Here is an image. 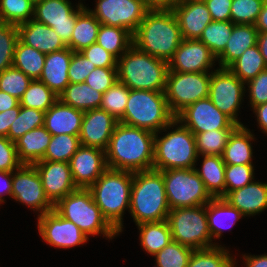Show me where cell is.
<instances>
[{"mask_svg":"<svg viewBox=\"0 0 267 267\" xmlns=\"http://www.w3.org/2000/svg\"><path fill=\"white\" fill-rule=\"evenodd\" d=\"M96 67L92 65L81 52L73 51L70 66L68 69V76L70 83H84L87 76Z\"/></svg>","mask_w":267,"mask_h":267,"instance_id":"cell-52","label":"cell"},{"mask_svg":"<svg viewBox=\"0 0 267 267\" xmlns=\"http://www.w3.org/2000/svg\"><path fill=\"white\" fill-rule=\"evenodd\" d=\"M245 83L228 68H219L211 72L209 98L212 103L236 125L243 126L238 112L246 93Z\"/></svg>","mask_w":267,"mask_h":267,"instance_id":"cell-12","label":"cell"},{"mask_svg":"<svg viewBox=\"0 0 267 267\" xmlns=\"http://www.w3.org/2000/svg\"><path fill=\"white\" fill-rule=\"evenodd\" d=\"M77 188L88 189L108 168L105 151L81 145L69 161Z\"/></svg>","mask_w":267,"mask_h":267,"instance_id":"cell-19","label":"cell"},{"mask_svg":"<svg viewBox=\"0 0 267 267\" xmlns=\"http://www.w3.org/2000/svg\"><path fill=\"white\" fill-rule=\"evenodd\" d=\"M0 182V203L2 204L5 203L6 195L12 198V171H0Z\"/></svg>","mask_w":267,"mask_h":267,"instance_id":"cell-58","label":"cell"},{"mask_svg":"<svg viewBox=\"0 0 267 267\" xmlns=\"http://www.w3.org/2000/svg\"><path fill=\"white\" fill-rule=\"evenodd\" d=\"M37 218L39 234L50 246L69 249L89 240L77 225L61 217L54 209Z\"/></svg>","mask_w":267,"mask_h":267,"instance_id":"cell-17","label":"cell"},{"mask_svg":"<svg viewBox=\"0 0 267 267\" xmlns=\"http://www.w3.org/2000/svg\"><path fill=\"white\" fill-rule=\"evenodd\" d=\"M73 51L68 47L46 54L44 67L38 80L59 96L70 83L68 69Z\"/></svg>","mask_w":267,"mask_h":267,"instance_id":"cell-25","label":"cell"},{"mask_svg":"<svg viewBox=\"0 0 267 267\" xmlns=\"http://www.w3.org/2000/svg\"><path fill=\"white\" fill-rule=\"evenodd\" d=\"M70 0H43L34 4V19L51 27L67 44L73 34L77 15L86 7L83 3L73 8Z\"/></svg>","mask_w":267,"mask_h":267,"instance_id":"cell-16","label":"cell"},{"mask_svg":"<svg viewBox=\"0 0 267 267\" xmlns=\"http://www.w3.org/2000/svg\"><path fill=\"white\" fill-rule=\"evenodd\" d=\"M18 40L17 25L0 22V72L12 67Z\"/></svg>","mask_w":267,"mask_h":267,"instance_id":"cell-47","label":"cell"},{"mask_svg":"<svg viewBox=\"0 0 267 267\" xmlns=\"http://www.w3.org/2000/svg\"><path fill=\"white\" fill-rule=\"evenodd\" d=\"M222 245L192 251L187 267H237L236 258Z\"/></svg>","mask_w":267,"mask_h":267,"instance_id":"cell-38","label":"cell"},{"mask_svg":"<svg viewBox=\"0 0 267 267\" xmlns=\"http://www.w3.org/2000/svg\"><path fill=\"white\" fill-rule=\"evenodd\" d=\"M253 164L225 166V197L234 190L240 189L254 181Z\"/></svg>","mask_w":267,"mask_h":267,"instance_id":"cell-50","label":"cell"},{"mask_svg":"<svg viewBox=\"0 0 267 267\" xmlns=\"http://www.w3.org/2000/svg\"><path fill=\"white\" fill-rule=\"evenodd\" d=\"M34 4L43 0H31Z\"/></svg>","mask_w":267,"mask_h":267,"instance_id":"cell-65","label":"cell"},{"mask_svg":"<svg viewBox=\"0 0 267 267\" xmlns=\"http://www.w3.org/2000/svg\"><path fill=\"white\" fill-rule=\"evenodd\" d=\"M171 128L173 130L168 132ZM166 131L168 133L162 137L158 136V132L155 133L153 169L163 171L195 168L200 157L196 150L195 135L177 119L161 132Z\"/></svg>","mask_w":267,"mask_h":267,"instance_id":"cell-6","label":"cell"},{"mask_svg":"<svg viewBox=\"0 0 267 267\" xmlns=\"http://www.w3.org/2000/svg\"><path fill=\"white\" fill-rule=\"evenodd\" d=\"M17 27L19 40L42 53L48 54L67 48L65 42L51 27L34 18Z\"/></svg>","mask_w":267,"mask_h":267,"instance_id":"cell-23","label":"cell"},{"mask_svg":"<svg viewBox=\"0 0 267 267\" xmlns=\"http://www.w3.org/2000/svg\"><path fill=\"white\" fill-rule=\"evenodd\" d=\"M54 210L63 218L73 222L87 236L113 239L118 231L103 216L88 189L78 188L54 205Z\"/></svg>","mask_w":267,"mask_h":267,"instance_id":"cell-8","label":"cell"},{"mask_svg":"<svg viewBox=\"0 0 267 267\" xmlns=\"http://www.w3.org/2000/svg\"><path fill=\"white\" fill-rule=\"evenodd\" d=\"M202 169L194 168L213 198H225V166L222 156L200 155Z\"/></svg>","mask_w":267,"mask_h":267,"instance_id":"cell-31","label":"cell"},{"mask_svg":"<svg viewBox=\"0 0 267 267\" xmlns=\"http://www.w3.org/2000/svg\"><path fill=\"white\" fill-rule=\"evenodd\" d=\"M34 17L31 0H0V22L19 25Z\"/></svg>","mask_w":267,"mask_h":267,"instance_id":"cell-43","label":"cell"},{"mask_svg":"<svg viewBox=\"0 0 267 267\" xmlns=\"http://www.w3.org/2000/svg\"><path fill=\"white\" fill-rule=\"evenodd\" d=\"M175 119L194 135L212 130L235 129L238 126L222 113L209 97L188 105L175 116Z\"/></svg>","mask_w":267,"mask_h":267,"instance_id":"cell-15","label":"cell"},{"mask_svg":"<svg viewBox=\"0 0 267 267\" xmlns=\"http://www.w3.org/2000/svg\"><path fill=\"white\" fill-rule=\"evenodd\" d=\"M234 129H219L195 134L196 150L199 155L222 156L229 135Z\"/></svg>","mask_w":267,"mask_h":267,"instance_id":"cell-44","label":"cell"},{"mask_svg":"<svg viewBox=\"0 0 267 267\" xmlns=\"http://www.w3.org/2000/svg\"><path fill=\"white\" fill-rule=\"evenodd\" d=\"M103 93L84 83H69L59 95V100L75 109L82 111L100 107Z\"/></svg>","mask_w":267,"mask_h":267,"instance_id":"cell-33","label":"cell"},{"mask_svg":"<svg viewBox=\"0 0 267 267\" xmlns=\"http://www.w3.org/2000/svg\"><path fill=\"white\" fill-rule=\"evenodd\" d=\"M32 79L13 66L0 72V90L20 100Z\"/></svg>","mask_w":267,"mask_h":267,"instance_id":"cell-48","label":"cell"},{"mask_svg":"<svg viewBox=\"0 0 267 267\" xmlns=\"http://www.w3.org/2000/svg\"><path fill=\"white\" fill-rule=\"evenodd\" d=\"M254 26L259 33L267 32V0L264 1Z\"/></svg>","mask_w":267,"mask_h":267,"instance_id":"cell-63","label":"cell"},{"mask_svg":"<svg viewBox=\"0 0 267 267\" xmlns=\"http://www.w3.org/2000/svg\"><path fill=\"white\" fill-rule=\"evenodd\" d=\"M160 172L164 178L170 210L205 205L213 199L194 168H177Z\"/></svg>","mask_w":267,"mask_h":267,"instance_id":"cell-10","label":"cell"},{"mask_svg":"<svg viewBox=\"0 0 267 267\" xmlns=\"http://www.w3.org/2000/svg\"><path fill=\"white\" fill-rule=\"evenodd\" d=\"M21 165L15 142L8 137H0V171H14Z\"/></svg>","mask_w":267,"mask_h":267,"instance_id":"cell-53","label":"cell"},{"mask_svg":"<svg viewBox=\"0 0 267 267\" xmlns=\"http://www.w3.org/2000/svg\"><path fill=\"white\" fill-rule=\"evenodd\" d=\"M84 111L59 99L45 112L44 126L52 135H80Z\"/></svg>","mask_w":267,"mask_h":267,"instance_id":"cell-24","label":"cell"},{"mask_svg":"<svg viewBox=\"0 0 267 267\" xmlns=\"http://www.w3.org/2000/svg\"><path fill=\"white\" fill-rule=\"evenodd\" d=\"M206 215L211 239H219L223 229L232 228L242 217L237 208L233 207L225 198H213L206 203Z\"/></svg>","mask_w":267,"mask_h":267,"instance_id":"cell-28","label":"cell"},{"mask_svg":"<svg viewBox=\"0 0 267 267\" xmlns=\"http://www.w3.org/2000/svg\"><path fill=\"white\" fill-rule=\"evenodd\" d=\"M12 198L38 212L37 216L54 209V205L45 194L42 180L34 165L22 164L12 171Z\"/></svg>","mask_w":267,"mask_h":267,"instance_id":"cell-13","label":"cell"},{"mask_svg":"<svg viewBox=\"0 0 267 267\" xmlns=\"http://www.w3.org/2000/svg\"><path fill=\"white\" fill-rule=\"evenodd\" d=\"M80 52L95 67L117 68V59L97 43L91 44Z\"/></svg>","mask_w":267,"mask_h":267,"instance_id":"cell-54","label":"cell"},{"mask_svg":"<svg viewBox=\"0 0 267 267\" xmlns=\"http://www.w3.org/2000/svg\"><path fill=\"white\" fill-rule=\"evenodd\" d=\"M168 62L132 45L117 60L118 81L132 90L165 92Z\"/></svg>","mask_w":267,"mask_h":267,"instance_id":"cell-5","label":"cell"},{"mask_svg":"<svg viewBox=\"0 0 267 267\" xmlns=\"http://www.w3.org/2000/svg\"><path fill=\"white\" fill-rule=\"evenodd\" d=\"M169 212L162 173L155 169L134 172L129 213L136 225L167 220Z\"/></svg>","mask_w":267,"mask_h":267,"instance_id":"cell-3","label":"cell"},{"mask_svg":"<svg viewBox=\"0 0 267 267\" xmlns=\"http://www.w3.org/2000/svg\"><path fill=\"white\" fill-rule=\"evenodd\" d=\"M132 39L137 49L166 62L183 40L175 13L164 9H149Z\"/></svg>","mask_w":267,"mask_h":267,"instance_id":"cell-2","label":"cell"},{"mask_svg":"<svg viewBox=\"0 0 267 267\" xmlns=\"http://www.w3.org/2000/svg\"><path fill=\"white\" fill-rule=\"evenodd\" d=\"M136 226L140 232V245L151 256H154L172 241L167 220L141 223Z\"/></svg>","mask_w":267,"mask_h":267,"instance_id":"cell-34","label":"cell"},{"mask_svg":"<svg viewBox=\"0 0 267 267\" xmlns=\"http://www.w3.org/2000/svg\"><path fill=\"white\" fill-rule=\"evenodd\" d=\"M181 0H144L148 9L172 10Z\"/></svg>","mask_w":267,"mask_h":267,"instance_id":"cell-60","label":"cell"},{"mask_svg":"<svg viewBox=\"0 0 267 267\" xmlns=\"http://www.w3.org/2000/svg\"><path fill=\"white\" fill-rule=\"evenodd\" d=\"M258 33L254 25L234 24L224 51L216 58L219 68H228L246 49L257 45Z\"/></svg>","mask_w":267,"mask_h":267,"instance_id":"cell-27","label":"cell"},{"mask_svg":"<svg viewBox=\"0 0 267 267\" xmlns=\"http://www.w3.org/2000/svg\"><path fill=\"white\" fill-rule=\"evenodd\" d=\"M130 89L118 81L103 93L101 109L108 112L118 121L123 117Z\"/></svg>","mask_w":267,"mask_h":267,"instance_id":"cell-45","label":"cell"},{"mask_svg":"<svg viewBox=\"0 0 267 267\" xmlns=\"http://www.w3.org/2000/svg\"><path fill=\"white\" fill-rule=\"evenodd\" d=\"M89 11L101 23L127 29L132 35L149 10L144 0H97Z\"/></svg>","mask_w":267,"mask_h":267,"instance_id":"cell-14","label":"cell"},{"mask_svg":"<svg viewBox=\"0 0 267 267\" xmlns=\"http://www.w3.org/2000/svg\"><path fill=\"white\" fill-rule=\"evenodd\" d=\"M101 23L85 7L76 18L75 27L70 41L66 44L69 49L80 52L91 44L96 43Z\"/></svg>","mask_w":267,"mask_h":267,"instance_id":"cell-32","label":"cell"},{"mask_svg":"<svg viewBox=\"0 0 267 267\" xmlns=\"http://www.w3.org/2000/svg\"><path fill=\"white\" fill-rule=\"evenodd\" d=\"M253 112L256 114L257 117V123L258 127L265 133L267 134V102L257 105L252 108Z\"/></svg>","mask_w":267,"mask_h":267,"instance_id":"cell-59","label":"cell"},{"mask_svg":"<svg viewBox=\"0 0 267 267\" xmlns=\"http://www.w3.org/2000/svg\"><path fill=\"white\" fill-rule=\"evenodd\" d=\"M58 99L59 96L51 91L47 85L38 79H34L19 101L22 107L46 112Z\"/></svg>","mask_w":267,"mask_h":267,"instance_id":"cell-40","label":"cell"},{"mask_svg":"<svg viewBox=\"0 0 267 267\" xmlns=\"http://www.w3.org/2000/svg\"><path fill=\"white\" fill-rule=\"evenodd\" d=\"M255 139L245 125L237 126L229 135L222 155L226 165L253 164V146L251 141Z\"/></svg>","mask_w":267,"mask_h":267,"instance_id":"cell-30","label":"cell"},{"mask_svg":"<svg viewBox=\"0 0 267 267\" xmlns=\"http://www.w3.org/2000/svg\"><path fill=\"white\" fill-rule=\"evenodd\" d=\"M118 120L101 108L84 111L80 143L83 146L106 150Z\"/></svg>","mask_w":267,"mask_h":267,"instance_id":"cell-21","label":"cell"},{"mask_svg":"<svg viewBox=\"0 0 267 267\" xmlns=\"http://www.w3.org/2000/svg\"><path fill=\"white\" fill-rule=\"evenodd\" d=\"M45 112L20 106V111L17 118L11 124L8 138L15 142L25 133L33 130L34 128L44 125Z\"/></svg>","mask_w":267,"mask_h":267,"instance_id":"cell-42","label":"cell"},{"mask_svg":"<svg viewBox=\"0 0 267 267\" xmlns=\"http://www.w3.org/2000/svg\"><path fill=\"white\" fill-rule=\"evenodd\" d=\"M216 57L198 39H183L168 61V70L186 72H209L215 65Z\"/></svg>","mask_w":267,"mask_h":267,"instance_id":"cell-18","label":"cell"},{"mask_svg":"<svg viewBox=\"0 0 267 267\" xmlns=\"http://www.w3.org/2000/svg\"><path fill=\"white\" fill-rule=\"evenodd\" d=\"M228 69L245 84L267 69L258 45L246 49Z\"/></svg>","mask_w":267,"mask_h":267,"instance_id":"cell-37","label":"cell"},{"mask_svg":"<svg viewBox=\"0 0 267 267\" xmlns=\"http://www.w3.org/2000/svg\"><path fill=\"white\" fill-rule=\"evenodd\" d=\"M174 120L165 92L130 89L124 115L118 122L161 134Z\"/></svg>","mask_w":267,"mask_h":267,"instance_id":"cell-7","label":"cell"},{"mask_svg":"<svg viewBox=\"0 0 267 267\" xmlns=\"http://www.w3.org/2000/svg\"><path fill=\"white\" fill-rule=\"evenodd\" d=\"M213 21H229L233 0H203Z\"/></svg>","mask_w":267,"mask_h":267,"instance_id":"cell-56","label":"cell"},{"mask_svg":"<svg viewBox=\"0 0 267 267\" xmlns=\"http://www.w3.org/2000/svg\"><path fill=\"white\" fill-rule=\"evenodd\" d=\"M52 134L45 126L34 128L15 141L17 155L22 164L33 165L42 160Z\"/></svg>","mask_w":267,"mask_h":267,"instance_id":"cell-29","label":"cell"},{"mask_svg":"<svg viewBox=\"0 0 267 267\" xmlns=\"http://www.w3.org/2000/svg\"><path fill=\"white\" fill-rule=\"evenodd\" d=\"M20 104L17 107L0 112V137H7L11 124L17 118Z\"/></svg>","mask_w":267,"mask_h":267,"instance_id":"cell-57","label":"cell"},{"mask_svg":"<svg viewBox=\"0 0 267 267\" xmlns=\"http://www.w3.org/2000/svg\"><path fill=\"white\" fill-rule=\"evenodd\" d=\"M245 85L249 88V103L252 108L267 102V69L260 72Z\"/></svg>","mask_w":267,"mask_h":267,"instance_id":"cell-55","label":"cell"},{"mask_svg":"<svg viewBox=\"0 0 267 267\" xmlns=\"http://www.w3.org/2000/svg\"><path fill=\"white\" fill-rule=\"evenodd\" d=\"M265 0H233L230 20L234 24L254 25Z\"/></svg>","mask_w":267,"mask_h":267,"instance_id":"cell-49","label":"cell"},{"mask_svg":"<svg viewBox=\"0 0 267 267\" xmlns=\"http://www.w3.org/2000/svg\"><path fill=\"white\" fill-rule=\"evenodd\" d=\"M133 172L107 168L88 188L107 221L121 233L123 215L129 211Z\"/></svg>","mask_w":267,"mask_h":267,"instance_id":"cell-4","label":"cell"},{"mask_svg":"<svg viewBox=\"0 0 267 267\" xmlns=\"http://www.w3.org/2000/svg\"><path fill=\"white\" fill-rule=\"evenodd\" d=\"M211 72L180 73L168 70L165 97L176 116L188 105L209 97Z\"/></svg>","mask_w":267,"mask_h":267,"instance_id":"cell-11","label":"cell"},{"mask_svg":"<svg viewBox=\"0 0 267 267\" xmlns=\"http://www.w3.org/2000/svg\"><path fill=\"white\" fill-rule=\"evenodd\" d=\"M118 80L117 68L96 67L87 76L85 83L93 89L104 93Z\"/></svg>","mask_w":267,"mask_h":267,"instance_id":"cell-51","label":"cell"},{"mask_svg":"<svg viewBox=\"0 0 267 267\" xmlns=\"http://www.w3.org/2000/svg\"><path fill=\"white\" fill-rule=\"evenodd\" d=\"M193 249L171 241L154 256L155 265L160 267H187Z\"/></svg>","mask_w":267,"mask_h":267,"instance_id":"cell-46","label":"cell"},{"mask_svg":"<svg viewBox=\"0 0 267 267\" xmlns=\"http://www.w3.org/2000/svg\"><path fill=\"white\" fill-rule=\"evenodd\" d=\"M172 10L183 39H199L203 30L212 22L203 0H181Z\"/></svg>","mask_w":267,"mask_h":267,"instance_id":"cell-22","label":"cell"},{"mask_svg":"<svg viewBox=\"0 0 267 267\" xmlns=\"http://www.w3.org/2000/svg\"><path fill=\"white\" fill-rule=\"evenodd\" d=\"M155 133L118 122L105 150L108 168L139 172L153 169Z\"/></svg>","mask_w":267,"mask_h":267,"instance_id":"cell-1","label":"cell"},{"mask_svg":"<svg viewBox=\"0 0 267 267\" xmlns=\"http://www.w3.org/2000/svg\"><path fill=\"white\" fill-rule=\"evenodd\" d=\"M96 43L118 60L133 45V39L127 29L101 24Z\"/></svg>","mask_w":267,"mask_h":267,"instance_id":"cell-35","label":"cell"},{"mask_svg":"<svg viewBox=\"0 0 267 267\" xmlns=\"http://www.w3.org/2000/svg\"><path fill=\"white\" fill-rule=\"evenodd\" d=\"M20 101L10 94L0 90V112L17 107Z\"/></svg>","mask_w":267,"mask_h":267,"instance_id":"cell-62","label":"cell"},{"mask_svg":"<svg viewBox=\"0 0 267 267\" xmlns=\"http://www.w3.org/2000/svg\"><path fill=\"white\" fill-rule=\"evenodd\" d=\"M244 257V258H243ZM243 263L246 267H267V254L262 255H243Z\"/></svg>","mask_w":267,"mask_h":267,"instance_id":"cell-61","label":"cell"},{"mask_svg":"<svg viewBox=\"0 0 267 267\" xmlns=\"http://www.w3.org/2000/svg\"><path fill=\"white\" fill-rule=\"evenodd\" d=\"M80 146V138L77 135H52L50 143L42 160L69 163L70 159Z\"/></svg>","mask_w":267,"mask_h":267,"instance_id":"cell-41","label":"cell"},{"mask_svg":"<svg viewBox=\"0 0 267 267\" xmlns=\"http://www.w3.org/2000/svg\"><path fill=\"white\" fill-rule=\"evenodd\" d=\"M225 199L244 216H253L267 209V183L253 181L231 191Z\"/></svg>","mask_w":267,"mask_h":267,"instance_id":"cell-26","label":"cell"},{"mask_svg":"<svg viewBox=\"0 0 267 267\" xmlns=\"http://www.w3.org/2000/svg\"><path fill=\"white\" fill-rule=\"evenodd\" d=\"M167 222L172 234V241L196 249L210 248L213 243L208 227L206 204L194 207L171 209Z\"/></svg>","mask_w":267,"mask_h":267,"instance_id":"cell-9","label":"cell"},{"mask_svg":"<svg viewBox=\"0 0 267 267\" xmlns=\"http://www.w3.org/2000/svg\"><path fill=\"white\" fill-rule=\"evenodd\" d=\"M33 165L40 175L45 194L53 205L78 189L74 184L69 163L41 160Z\"/></svg>","mask_w":267,"mask_h":267,"instance_id":"cell-20","label":"cell"},{"mask_svg":"<svg viewBox=\"0 0 267 267\" xmlns=\"http://www.w3.org/2000/svg\"><path fill=\"white\" fill-rule=\"evenodd\" d=\"M45 58V53L18 40L12 66L22 71L32 80L39 79L44 67Z\"/></svg>","mask_w":267,"mask_h":267,"instance_id":"cell-36","label":"cell"},{"mask_svg":"<svg viewBox=\"0 0 267 267\" xmlns=\"http://www.w3.org/2000/svg\"><path fill=\"white\" fill-rule=\"evenodd\" d=\"M234 23L229 21H213L203 30L199 41L203 42L217 58L225 49L232 35Z\"/></svg>","mask_w":267,"mask_h":267,"instance_id":"cell-39","label":"cell"},{"mask_svg":"<svg viewBox=\"0 0 267 267\" xmlns=\"http://www.w3.org/2000/svg\"><path fill=\"white\" fill-rule=\"evenodd\" d=\"M257 45L267 66V32L258 33Z\"/></svg>","mask_w":267,"mask_h":267,"instance_id":"cell-64","label":"cell"}]
</instances>
